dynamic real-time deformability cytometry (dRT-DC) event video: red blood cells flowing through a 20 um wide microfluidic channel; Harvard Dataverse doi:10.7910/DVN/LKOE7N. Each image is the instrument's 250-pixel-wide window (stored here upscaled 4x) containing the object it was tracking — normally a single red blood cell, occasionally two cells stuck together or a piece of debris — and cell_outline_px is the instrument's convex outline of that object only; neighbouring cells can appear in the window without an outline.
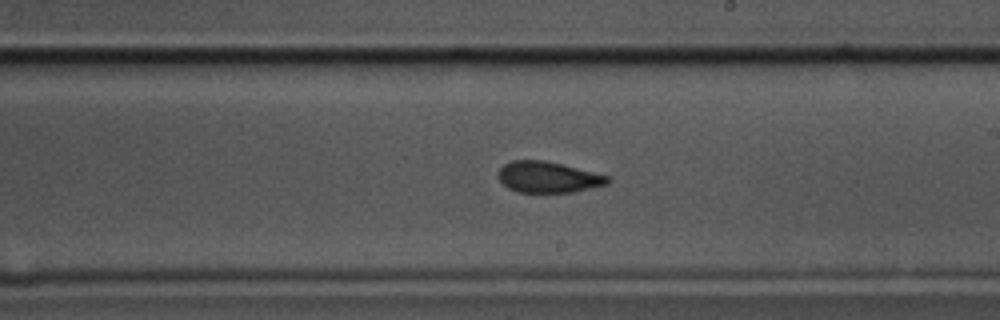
{"species": "common noctule bat (a hibernating species)", "species_latin": "Nyctalus noctula", "temperature_condition": "cold", "stored_images_in_passage": 46, "camera_frame_rate_fps": 3000, "um_per_image_px": 0.085, "animal": {"sex": "male", "body_mass_g": 17.5, "forearm_length_mm": 52.3}, "frame": {"image": 1, "passage_image": 21, "time_ms": 6.667, "image_size_px": [1000, 320], "cell_outline_px": [[612, 180], [608, 184], [572, 192], [516, 192], [508, 188], [496, 176], [496, 172], [504, 164], [512, 160], [548, 160], [612, 176]], "centroid_in_image_um": [46.61, 15.04], "position_along_channel_um": 242.4, "area_um2": 20.23}}
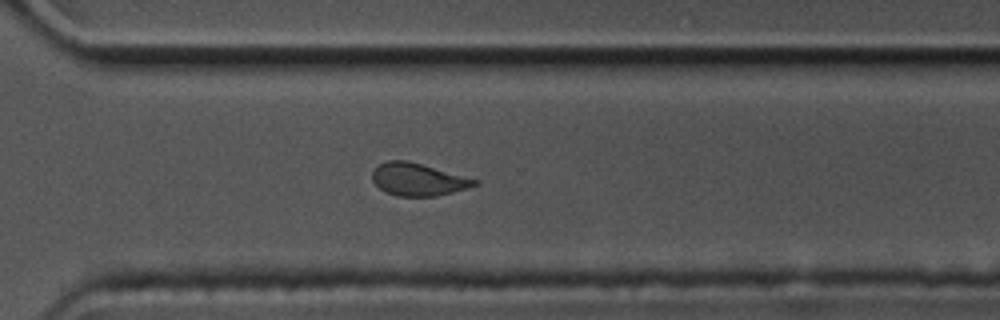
{"frame": {"image": 2, "passage_image": 29, "time_ms": 9.333, "image_size_px": [1000, 320], "cell_outline_px": [[480, 184], [468, 188], [436, 196], [396, 196], [384, 192], [372, 180], [372, 172], [380, 164], [388, 160], [408, 160], [480, 180]], "centroid_in_image_um": [35.56, 15.25], "position_along_channel_um": 335.0, "area_um2": 19.48}}
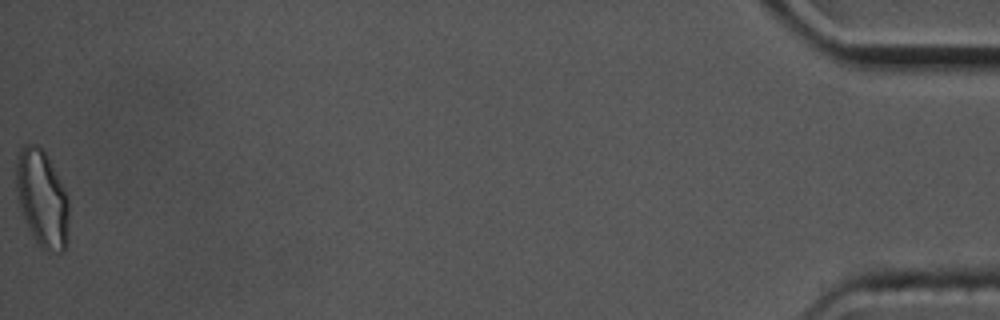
{"frame": {"image": 3, "passage_image": 46, "time_ms": 15.0, "image_size_px": [1000, 320], "cell_outline_px": [[68, 240], [64, 252], [48, 252], [40, 248], [28, 228], [20, 208], [16, 188], [16, 164], [20, 148], [24, 144], [40, 144], [56, 172], [68, 196]], "centroid_in_image_um": [3.58, 16.9], "position_along_channel_um": 431.6, "area_um2": 30.06}, "authors_computed_cell_mechanics": {"area_um2": 20.7213, "velocity_mm_per_s": 3.478, "shape_relaxation_time_tau1_ms": 9.1302, "shape_relaxation_time_tau2_ms": 1.4015, "deformation_change_tau1": 0.1797, "deformation_change_tau2": 0.0483}}